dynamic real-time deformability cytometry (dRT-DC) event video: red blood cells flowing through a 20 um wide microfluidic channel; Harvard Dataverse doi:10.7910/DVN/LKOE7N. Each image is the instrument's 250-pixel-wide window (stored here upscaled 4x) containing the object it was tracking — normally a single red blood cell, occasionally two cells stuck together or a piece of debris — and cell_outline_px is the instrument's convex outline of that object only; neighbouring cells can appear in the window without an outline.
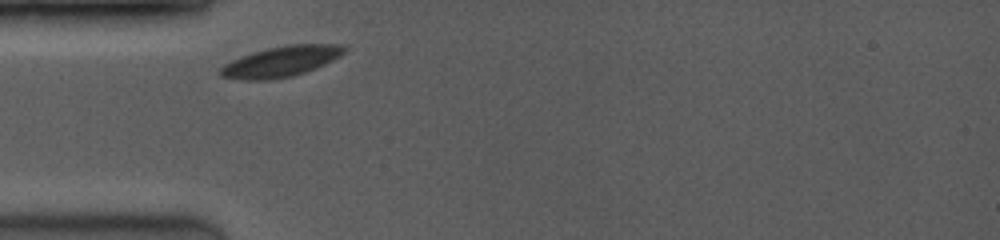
{"species": "common noctule bat (a hibernating species)", "species_latin": "Nyctalus noctula", "temperature_condition": "room temperature", "stored_images_in_passage": 21, "camera_frame_rate_fps": 3500, "um_per_image_px": 0.085, "animal": {"sex": "female", "body_mass_g": 19.0, "forearm_length_mm": 53.3}, "frame": {"image": 1, "passage_image": 1, "time_ms": 0.0, "image_size_px": [1000, 240], "cell_outline_px": [[348, 48], [340, 56], [324, 64], [304, 72], [292, 76], [268, 80], [244, 80], [220, 76], [216, 72], [224, 64], [232, 60], [252, 52], [268, 48], [288, 44], [344, 44]], "centroid_in_image_um": [23.87, 5.22], "position_along_channel_um": 61.1, "area_um2": 22.08}}
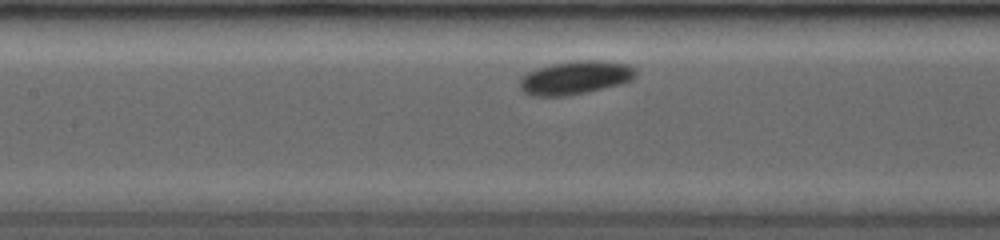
{"frame": {"image": 2, "passage_image": 9, "time_ms": 2.571, "image_size_px": [1000, 240], "cell_outline_px": [[636, 76], [632, 80], [620, 84], [584, 92], [564, 96], [532, 96], [524, 92], [520, 88], [520, 80], [528, 72], [536, 68], [552, 64], [572, 60], [600, 60], [628, 64], [636, 68]], "centroid_in_image_um": [48.92, 6.58], "position_along_channel_um": 158.5, "area_um2": 22.54}}
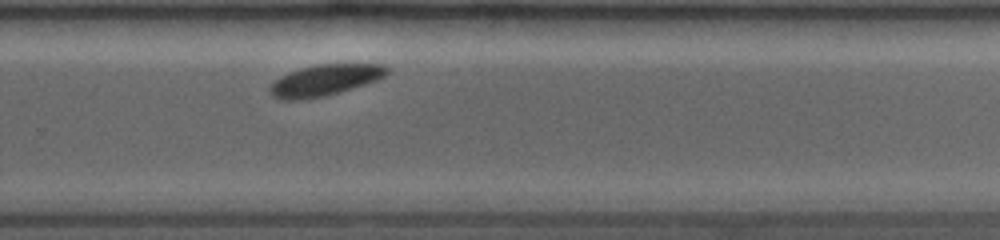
{"frame": {"image": 3, "passage_image": 21, "time_ms": 6.286, "image_size_px": [1000, 240], "cell_outline_px": [[392, 68], [380, 80], [340, 92], [324, 96], [304, 100], [284, 100], [272, 96], [268, 92], [268, 88], [280, 76], [288, 72], [300, 68], [316, 64], [384, 64]], "centroid_in_image_um": [27.63, 6.81], "position_along_channel_um": 302.2, "area_um2": 21.62}}